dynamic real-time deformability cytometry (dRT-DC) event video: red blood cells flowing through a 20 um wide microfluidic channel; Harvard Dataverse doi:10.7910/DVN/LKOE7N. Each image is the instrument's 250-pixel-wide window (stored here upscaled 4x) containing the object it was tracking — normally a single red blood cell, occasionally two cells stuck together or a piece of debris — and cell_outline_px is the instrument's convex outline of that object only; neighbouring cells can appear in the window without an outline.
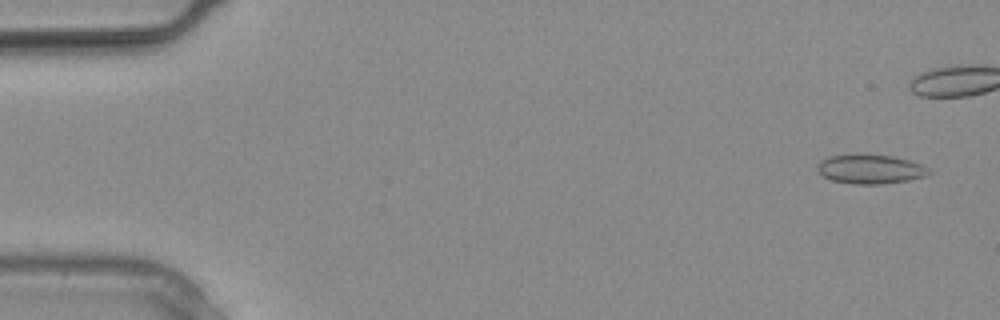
{"species": "common noctule bat (a hibernating species)", "species_latin": "Nyctalus noctula", "temperature_condition": "warm", "stored_images_in_passage": 8, "camera_frame_rate_fps": 3000, "um_per_image_px": 0.085, "animal": {"sex": "male", "body_mass_g": 20.4}, "frame": {"image": 1, "passage_image": 2, "time_ms": 0.333, "image_size_px": [1000, 320], "cell_outline_px": [[932, 172], [924, 176], [908, 180], [880, 184], [852, 184], [832, 180], [816, 172], [816, 168], [820, 160], [832, 156], [892, 156], [912, 160], [924, 164]], "centroid_in_image_um": [74.01, 14.4], "position_along_channel_um": 11.0, "area_um2": 18.67}}